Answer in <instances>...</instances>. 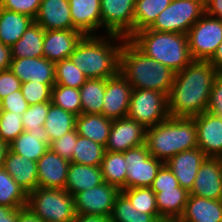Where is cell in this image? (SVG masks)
Segmentation results:
<instances>
[{
    "mask_svg": "<svg viewBox=\"0 0 222 222\" xmlns=\"http://www.w3.org/2000/svg\"><path fill=\"white\" fill-rule=\"evenodd\" d=\"M112 121L102 114H85L76 116L75 129L78 135L106 146Z\"/></svg>",
    "mask_w": 222,
    "mask_h": 222,
    "instance_id": "obj_27",
    "label": "cell"
},
{
    "mask_svg": "<svg viewBox=\"0 0 222 222\" xmlns=\"http://www.w3.org/2000/svg\"><path fill=\"white\" fill-rule=\"evenodd\" d=\"M121 192L136 210L146 214H159L155 193L150 187L123 189Z\"/></svg>",
    "mask_w": 222,
    "mask_h": 222,
    "instance_id": "obj_40",
    "label": "cell"
},
{
    "mask_svg": "<svg viewBox=\"0 0 222 222\" xmlns=\"http://www.w3.org/2000/svg\"><path fill=\"white\" fill-rule=\"evenodd\" d=\"M11 61V47L0 43V72L9 69Z\"/></svg>",
    "mask_w": 222,
    "mask_h": 222,
    "instance_id": "obj_51",
    "label": "cell"
},
{
    "mask_svg": "<svg viewBox=\"0 0 222 222\" xmlns=\"http://www.w3.org/2000/svg\"><path fill=\"white\" fill-rule=\"evenodd\" d=\"M209 62L219 71L222 72V42L219 44L215 54Z\"/></svg>",
    "mask_w": 222,
    "mask_h": 222,
    "instance_id": "obj_55",
    "label": "cell"
},
{
    "mask_svg": "<svg viewBox=\"0 0 222 222\" xmlns=\"http://www.w3.org/2000/svg\"><path fill=\"white\" fill-rule=\"evenodd\" d=\"M150 154L164 163L182 151L197 148V129L193 117L169 116L146 129Z\"/></svg>",
    "mask_w": 222,
    "mask_h": 222,
    "instance_id": "obj_4",
    "label": "cell"
},
{
    "mask_svg": "<svg viewBox=\"0 0 222 222\" xmlns=\"http://www.w3.org/2000/svg\"><path fill=\"white\" fill-rule=\"evenodd\" d=\"M105 152V146L78 135L70 162L89 166H100Z\"/></svg>",
    "mask_w": 222,
    "mask_h": 222,
    "instance_id": "obj_37",
    "label": "cell"
},
{
    "mask_svg": "<svg viewBox=\"0 0 222 222\" xmlns=\"http://www.w3.org/2000/svg\"><path fill=\"white\" fill-rule=\"evenodd\" d=\"M50 139L45 129L23 131L9 144V150L37 162L49 149Z\"/></svg>",
    "mask_w": 222,
    "mask_h": 222,
    "instance_id": "obj_24",
    "label": "cell"
},
{
    "mask_svg": "<svg viewBox=\"0 0 222 222\" xmlns=\"http://www.w3.org/2000/svg\"><path fill=\"white\" fill-rule=\"evenodd\" d=\"M168 96L155 90L133 89L127 117L146 129L169 117Z\"/></svg>",
    "mask_w": 222,
    "mask_h": 222,
    "instance_id": "obj_8",
    "label": "cell"
},
{
    "mask_svg": "<svg viewBox=\"0 0 222 222\" xmlns=\"http://www.w3.org/2000/svg\"><path fill=\"white\" fill-rule=\"evenodd\" d=\"M146 144V128L129 117L119 118L112 121L106 151L125 152Z\"/></svg>",
    "mask_w": 222,
    "mask_h": 222,
    "instance_id": "obj_14",
    "label": "cell"
},
{
    "mask_svg": "<svg viewBox=\"0 0 222 222\" xmlns=\"http://www.w3.org/2000/svg\"><path fill=\"white\" fill-rule=\"evenodd\" d=\"M125 39L113 34L85 35L69 58L88 79L113 77L119 72V54Z\"/></svg>",
    "mask_w": 222,
    "mask_h": 222,
    "instance_id": "obj_2",
    "label": "cell"
},
{
    "mask_svg": "<svg viewBox=\"0 0 222 222\" xmlns=\"http://www.w3.org/2000/svg\"><path fill=\"white\" fill-rule=\"evenodd\" d=\"M29 104L23 97L21 90L14 91L0 101V111H10L23 114Z\"/></svg>",
    "mask_w": 222,
    "mask_h": 222,
    "instance_id": "obj_47",
    "label": "cell"
},
{
    "mask_svg": "<svg viewBox=\"0 0 222 222\" xmlns=\"http://www.w3.org/2000/svg\"><path fill=\"white\" fill-rule=\"evenodd\" d=\"M119 72L133 89L155 90L169 96L175 72L146 56L129 39H125L119 54Z\"/></svg>",
    "mask_w": 222,
    "mask_h": 222,
    "instance_id": "obj_3",
    "label": "cell"
},
{
    "mask_svg": "<svg viewBox=\"0 0 222 222\" xmlns=\"http://www.w3.org/2000/svg\"><path fill=\"white\" fill-rule=\"evenodd\" d=\"M87 79L70 58L55 63V85L80 89Z\"/></svg>",
    "mask_w": 222,
    "mask_h": 222,
    "instance_id": "obj_38",
    "label": "cell"
},
{
    "mask_svg": "<svg viewBox=\"0 0 222 222\" xmlns=\"http://www.w3.org/2000/svg\"><path fill=\"white\" fill-rule=\"evenodd\" d=\"M75 120L76 115L65 111L50 101L49 111L43 126L50 139V143L74 130Z\"/></svg>",
    "mask_w": 222,
    "mask_h": 222,
    "instance_id": "obj_32",
    "label": "cell"
},
{
    "mask_svg": "<svg viewBox=\"0 0 222 222\" xmlns=\"http://www.w3.org/2000/svg\"><path fill=\"white\" fill-rule=\"evenodd\" d=\"M219 71L209 62L193 60L175 74L168 96L170 116L194 117L207 111L211 89Z\"/></svg>",
    "mask_w": 222,
    "mask_h": 222,
    "instance_id": "obj_1",
    "label": "cell"
},
{
    "mask_svg": "<svg viewBox=\"0 0 222 222\" xmlns=\"http://www.w3.org/2000/svg\"><path fill=\"white\" fill-rule=\"evenodd\" d=\"M17 222H44L29 207L18 208Z\"/></svg>",
    "mask_w": 222,
    "mask_h": 222,
    "instance_id": "obj_52",
    "label": "cell"
},
{
    "mask_svg": "<svg viewBox=\"0 0 222 222\" xmlns=\"http://www.w3.org/2000/svg\"><path fill=\"white\" fill-rule=\"evenodd\" d=\"M100 166H89L71 162L69 165L65 190L72 196L103 183Z\"/></svg>",
    "mask_w": 222,
    "mask_h": 222,
    "instance_id": "obj_25",
    "label": "cell"
},
{
    "mask_svg": "<svg viewBox=\"0 0 222 222\" xmlns=\"http://www.w3.org/2000/svg\"><path fill=\"white\" fill-rule=\"evenodd\" d=\"M179 186L180 185L177 178L173 175L171 170L164 164L158 171V174L153 180L150 188L156 194L160 192V189H168Z\"/></svg>",
    "mask_w": 222,
    "mask_h": 222,
    "instance_id": "obj_48",
    "label": "cell"
},
{
    "mask_svg": "<svg viewBox=\"0 0 222 222\" xmlns=\"http://www.w3.org/2000/svg\"><path fill=\"white\" fill-rule=\"evenodd\" d=\"M3 168L27 194L38 188L37 162L8 150Z\"/></svg>",
    "mask_w": 222,
    "mask_h": 222,
    "instance_id": "obj_23",
    "label": "cell"
},
{
    "mask_svg": "<svg viewBox=\"0 0 222 222\" xmlns=\"http://www.w3.org/2000/svg\"><path fill=\"white\" fill-rule=\"evenodd\" d=\"M34 21L21 13L0 8V43L11 47Z\"/></svg>",
    "mask_w": 222,
    "mask_h": 222,
    "instance_id": "obj_28",
    "label": "cell"
},
{
    "mask_svg": "<svg viewBox=\"0 0 222 222\" xmlns=\"http://www.w3.org/2000/svg\"><path fill=\"white\" fill-rule=\"evenodd\" d=\"M49 107L50 101L29 106L22 114L24 131L44 129Z\"/></svg>",
    "mask_w": 222,
    "mask_h": 222,
    "instance_id": "obj_43",
    "label": "cell"
},
{
    "mask_svg": "<svg viewBox=\"0 0 222 222\" xmlns=\"http://www.w3.org/2000/svg\"><path fill=\"white\" fill-rule=\"evenodd\" d=\"M207 112L222 118V72H219L215 77L209 96Z\"/></svg>",
    "mask_w": 222,
    "mask_h": 222,
    "instance_id": "obj_46",
    "label": "cell"
},
{
    "mask_svg": "<svg viewBox=\"0 0 222 222\" xmlns=\"http://www.w3.org/2000/svg\"><path fill=\"white\" fill-rule=\"evenodd\" d=\"M80 98V91L77 88L61 85H54L52 88L51 102L76 116L82 114Z\"/></svg>",
    "mask_w": 222,
    "mask_h": 222,
    "instance_id": "obj_39",
    "label": "cell"
},
{
    "mask_svg": "<svg viewBox=\"0 0 222 222\" xmlns=\"http://www.w3.org/2000/svg\"><path fill=\"white\" fill-rule=\"evenodd\" d=\"M35 22L44 30L76 29L70 14L69 0H42Z\"/></svg>",
    "mask_w": 222,
    "mask_h": 222,
    "instance_id": "obj_21",
    "label": "cell"
},
{
    "mask_svg": "<svg viewBox=\"0 0 222 222\" xmlns=\"http://www.w3.org/2000/svg\"><path fill=\"white\" fill-rule=\"evenodd\" d=\"M126 167L123 152L106 151L100 165L104 182L120 191L126 189Z\"/></svg>",
    "mask_w": 222,
    "mask_h": 222,
    "instance_id": "obj_31",
    "label": "cell"
},
{
    "mask_svg": "<svg viewBox=\"0 0 222 222\" xmlns=\"http://www.w3.org/2000/svg\"><path fill=\"white\" fill-rule=\"evenodd\" d=\"M166 222H191V221L183 218L182 216H178V217L171 218Z\"/></svg>",
    "mask_w": 222,
    "mask_h": 222,
    "instance_id": "obj_57",
    "label": "cell"
},
{
    "mask_svg": "<svg viewBox=\"0 0 222 222\" xmlns=\"http://www.w3.org/2000/svg\"><path fill=\"white\" fill-rule=\"evenodd\" d=\"M101 29L129 39L134 34L135 0H100Z\"/></svg>",
    "mask_w": 222,
    "mask_h": 222,
    "instance_id": "obj_11",
    "label": "cell"
},
{
    "mask_svg": "<svg viewBox=\"0 0 222 222\" xmlns=\"http://www.w3.org/2000/svg\"><path fill=\"white\" fill-rule=\"evenodd\" d=\"M24 131L22 114L0 111V139L8 145Z\"/></svg>",
    "mask_w": 222,
    "mask_h": 222,
    "instance_id": "obj_41",
    "label": "cell"
},
{
    "mask_svg": "<svg viewBox=\"0 0 222 222\" xmlns=\"http://www.w3.org/2000/svg\"><path fill=\"white\" fill-rule=\"evenodd\" d=\"M21 81L10 70L0 72V101L14 91L21 89Z\"/></svg>",
    "mask_w": 222,
    "mask_h": 222,
    "instance_id": "obj_49",
    "label": "cell"
},
{
    "mask_svg": "<svg viewBox=\"0 0 222 222\" xmlns=\"http://www.w3.org/2000/svg\"><path fill=\"white\" fill-rule=\"evenodd\" d=\"M72 222H111L110 217L103 215L76 214Z\"/></svg>",
    "mask_w": 222,
    "mask_h": 222,
    "instance_id": "obj_54",
    "label": "cell"
},
{
    "mask_svg": "<svg viewBox=\"0 0 222 222\" xmlns=\"http://www.w3.org/2000/svg\"><path fill=\"white\" fill-rule=\"evenodd\" d=\"M73 26L84 35H97L101 29L100 0H69Z\"/></svg>",
    "mask_w": 222,
    "mask_h": 222,
    "instance_id": "obj_22",
    "label": "cell"
},
{
    "mask_svg": "<svg viewBox=\"0 0 222 222\" xmlns=\"http://www.w3.org/2000/svg\"><path fill=\"white\" fill-rule=\"evenodd\" d=\"M155 196L159 215L165 221H168L171 218L183 215L189 192L179 186L160 189V192L156 193Z\"/></svg>",
    "mask_w": 222,
    "mask_h": 222,
    "instance_id": "obj_29",
    "label": "cell"
},
{
    "mask_svg": "<svg viewBox=\"0 0 222 222\" xmlns=\"http://www.w3.org/2000/svg\"><path fill=\"white\" fill-rule=\"evenodd\" d=\"M78 133L76 129L64 134L59 139H56L50 143L49 148L56 152L61 157L71 161L73 150L77 142Z\"/></svg>",
    "mask_w": 222,
    "mask_h": 222,
    "instance_id": "obj_45",
    "label": "cell"
},
{
    "mask_svg": "<svg viewBox=\"0 0 222 222\" xmlns=\"http://www.w3.org/2000/svg\"><path fill=\"white\" fill-rule=\"evenodd\" d=\"M70 163L49 148L37 161L38 187L65 189Z\"/></svg>",
    "mask_w": 222,
    "mask_h": 222,
    "instance_id": "obj_18",
    "label": "cell"
},
{
    "mask_svg": "<svg viewBox=\"0 0 222 222\" xmlns=\"http://www.w3.org/2000/svg\"><path fill=\"white\" fill-rule=\"evenodd\" d=\"M28 203V194L13 177L0 167V205L10 208H23Z\"/></svg>",
    "mask_w": 222,
    "mask_h": 222,
    "instance_id": "obj_35",
    "label": "cell"
},
{
    "mask_svg": "<svg viewBox=\"0 0 222 222\" xmlns=\"http://www.w3.org/2000/svg\"><path fill=\"white\" fill-rule=\"evenodd\" d=\"M84 36L77 29L44 30L43 57L53 63L69 58Z\"/></svg>",
    "mask_w": 222,
    "mask_h": 222,
    "instance_id": "obj_17",
    "label": "cell"
},
{
    "mask_svg": "<svg viewBox=\"0 0 222 222\" xmlns=\"http://www.w3.org/2000/svg\"><path fill=\"white\" fill-rule=\"evenodd\" d=\"M9 69L21 83L31 80L55 85V63L44 57L12 59Z\"/></svg>",
    "mask_w": 222,
    "mask_h": 222,
    "instance_id": "obj_20",
    "label": "cell"
},
{
    "mask_svg": "<svg viewBox=\"0 0 222 222\" xmlns=\"http://www.w3.org/2000/svg\"><path fill=\"white\" fill-rule=\"evenodd\" d=\"M27 207L44 222H72L74 196L65 189L36 188L28 194Z\"/></svg>",
    "mask_w": 222,
    "mask_h": 222,
    "instance_id": "obj_6",
    "label": "cell"
},
{
    "mask_svg": "<svg viewBox=\"0 0 222 222\" xmlns=\"http://www.w3.org/2000/svg\"><path fill=\"white\" fill-rule=\"evenodd\" d=\"M192 60L209 61L222 42V20L206 13L187 33Z\"/></svg>",
    "mask_w": 222,
    "mask_h": 222,
    "instance_id": "obj_9",
    "label": "cell"
},
{
    "mask_svg": "<svg viewBox=\"0 0 222 222\" xmlns=\"http://www.w3.org/2000/svg\"><path fill=\"white\" fill-rule=\"evenodd\" d=\"M205 14V0H172L149 27L150 30L187 34Z\"/></svg>",
    "mask_w": 222,
    "mask_h": 222,
    "instance_id": "obj_7",
    "label": "cell"
},
{
    "mask_svg": "<svg viewBox=\"0 0 222 222\" xmlns=\"http://www.w3.org/2000/svg\"><path fill=\"white\" fill-rule=\"evenodd\" d=\"M42 0H0V8L21 13L35 20Z\"/></svg>",
    "mask_w": 222,
    "mask_h": 222,
    "instance_id": "obj_44",
    "label": "cell"
},
{
    "mask_svg": "<svg viewBox=\"0 0 222 222\" xmlns=\"http://www.w3.org/2000/svg\"><path fill=\"white\" fill-rule=\"evenodd\" d=\"M111 222H166L159 214L139 212L130 200L120 192L115 199L110 216Z\"/></svg>",
    "mask_w": 222,
    "mask_h": 222,
    "instance_id": "obj_33",
    "label": "cell"
},
{
    "mask_svg": "<svg viewBox=\"0 0 222 222\" xmlns=\"http://www.w3.org/2000/svg\"><path fill=\"white\" fill-rule=\"evenodd\" d=\"M121 191L106 182L74 195L76 214L110 217L116 196Z\"/></svg>",
    "mask_w": 222,
    "mask_h": 222,
    "instance_id": "obj_12",
    "label": "cell"
},
{
    "mask_svg": "<svg viewBox=\"0 0 222 222\" xmlns=\"http://www.w3.org/2000/svg\"><path fill=\"white\" fill-rule=\"evenodd\" d=\"M44 29L35 21L22 37L11 46L12 59L43 57Z\"/></svg>",
    "mask_w": 222,
    "mask_h": 222,
    "instance_id": "obj_30",
    "label": "cell"
},
{
    "mask_svg": "<svg viewBox=\"0 0 222 222\" xmlns=\"http://www.w3.org/2000/svg\"><path fill=\"white\" fill-rule=\"evenodd\" d=\"M9 150V145L0 139V167H3L7 151Z\"/></svg>",
    "mask_w": 222,
    "mask_h": 222,
    "instance_id": "obj_56",
    "label": "cell"
},
{
    "mask_svg": "<svg viewBox=\"0 0 222 222\" xmlns=\"http://www.w3.org/2000/svg\"><path fill=\"white\" fill-rule=\"evenodd\" d=\"M18 208L0 205V222H17Z\"/></svg>",
    "mask_w": 222,
    "mask_h": 222,
    "instance_id": "obj_53",
    "label": "cell"
},
{
    "mask_svg": "<svg viewBox=\"0 0 222 222\" xmlns=\"http://www.w3.org/2000/svg\"><path fill=\"white\" fill-rule=\"evenodd\" d=\"M123 153L127 162L126 189L150 187L164 162L153 157L146 144Z\"/></svg>",
    "mask_w": 222,
    "mask_h": 222,
    "instance_id": "obj_10",
    "label": "cell"
},
{
    "mask_svg": "<svg viewBox=\"0 0 222 222\" xmlns=\"http://www.w3.org/2000/svg\"><path fill=\"white\" fill-rule=\"evenodd\" d=\"M172 0H135L134 33L149 28Z\"/></svg>",
    "mask_w": 222,
    "mask_h": 222,
    "instance_id": "obj_36",
    "label": "cell"
},
{
    "mask_svg": "<svg viewBox=\"0 0 222 222\" xmlns=\"http://www.w3.org/2000/svg\"><path fill=\"white\" fill-rule=\"evenodd\" d=\"M129 40L146 56L162 63L175 73L193 60L187 34L153 31L149 28L134 33Z\"/></svg>",
    "mask_w": 222,
    "mask_h": 222,
    "instance_id": "obj_5",
    "label": "cell"
},
{
    "mask_svg": "<svg viewBox=\"0 0 222 222\" xmlns=\"http://www.w3.org/2000/svg\"><path fill=\"white\" fill-rule=\"evenodd\" d=\"M54 85H47L35 81H27L21 84V92L29 106L36 103L51 101L52 88Z\"/></svg>",
    "mask_w": 222,
    "mask_h": 222,
    "instance_id": "obj_42",
    "label": "cell"
},
{
    "mask_svg": "<svg viewBox=\"0 0 222 222\" xmlns=\"http://www.w3.org/2000/svg\"><path fill=\"white\" fill-rule=\"evenodd\" d=\"M197 146L207 157L222 158V118L205 111L194 116Z\"/></svg>",
    "mask_w": 222,
    "mask_h": 222,
    "instance_id": "obj_16",
    "label": "cell"
},
{
    "mask_svg": "<svg viewBox=\"0 0 222 222\" xmlns=\"http://www.w3.org/2000/svg\"><path fill=\"white\" fill-rule=\"evenodd\" d=\"M205 13L222 20V0H205Z\"/></svg>",
    "mask_w": 222,
    "mask_h": 222,
    "instance_id": "obj_50",
    "label": "cell"
},
{
    "mask_svg": "<svg viewBox=\"0 0 222 222\" xmlns=\"http://www.w3.org/2000/svg\"><path fill=\"white\" fill-rule=\"evenodd\" d=\"M107 79H87L80 87L82 113L102 114Z\"/></svg>",
    "mask_w": 222,
    "mask_h": 222,
    "instance_id": "obj_34",
    "label": "cell"
},
{
    "mask_svg": "<svg viewBox=\"0 0 222 222\" xmlns=\"http://www.w3.org/2000/svg\"><path fill=\"white\" fill-rule=\"evenodd\" d=\"M189 195L222 200V158L206 157L201 163Z\"/></svg>",
    "mask_w": 222,
    "mask_h": 222,
    "instance_id": "obj_15",
    "label": "cell"
},
{
    "mask_svg": "<svg viewBox=\"0 0 222 222\" xmlns=\"http://www.w3.org/2000/svg\"><path fill=\"white\" fill-rule=\"evenodd\" d=\"M182 217L191 222H222V200L189 195Z\"/></svg>",
    "mask_w": 222,
    "mask_h": 222,
    "instance_id": "obj_26",
    "label": "cell"
},
{
    "mask_svg": "<svg viewBox=\"0 0 222 222\" xmlns=\"http://www.w3.org/2000/svg\"><path fill=\"white\" fill-rule=\"evenodd\" d=\"M206 157L204 152L197 147L178 153L164 164L177 178L179 185L190 192L194 185L200 165Z\"/></svg>",
    "mask_w": 222,
    "mask_h": 222,
    "instance_id": "obj_19",
    "label": "cell"
},
{
    "mask_svg": "<svg viewBox=\"0 0 222 222\" xmlns=\"http://www.w3.org/2000/svg\"><path fill=\"white\" fill-rule=\"evenodd\" d=\"M132 90V86L120 72L107 78L102 115L111 120L127 117Z\"/></svg>",
    "mask_w": 222,
    "mask_h": 222,
    "instance_id": "obj_13",
    "label": "cell"
}]
</instances>
